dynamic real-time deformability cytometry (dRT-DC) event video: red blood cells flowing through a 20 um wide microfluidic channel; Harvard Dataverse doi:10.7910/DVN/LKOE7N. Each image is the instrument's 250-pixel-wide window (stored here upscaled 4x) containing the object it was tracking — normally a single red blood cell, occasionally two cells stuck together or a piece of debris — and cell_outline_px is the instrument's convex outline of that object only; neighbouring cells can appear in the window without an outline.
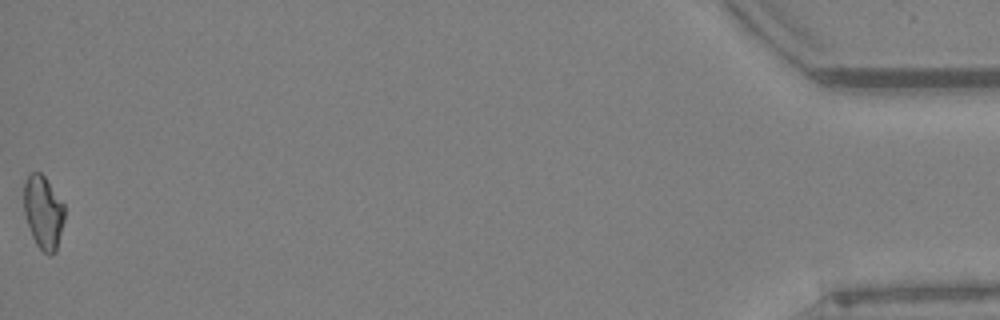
{"species": "Egyptian fruit bat (a non-hibernating species)", "species_latin": "Rousettus aegyptiacus", "temperature_condition": "warm", "stored_images_in_passage": 41, "camera_frame_rate_fps": 3000, "um_per_image_px": 0.085, "animal": {"sex": "female"}, "frame": {"image": 1, "passage_image": 41, "time_ms": 13.333, "image_size_px": [1000, 320], "cell_outline_px": [[64, 220], [56, 252], [48, 256], [36, 244], [32, 236], [24, 212], [24, 184], [28, 176], [32, 172], [40, 172], [44, 176], [64, 204]], "centroid_in_image_um": [3.69, 18.06], "position_along_channel_um": 431.5, "area_um2": 17.22}, "authors_computed_cell_mechanics": {"area_um2": 17.1666, "velocity_mm_per_s": 3.4674, "shape_relaxation_time_tau1_ms": null, "shape_relaxation_time_tau2_ms": 2.294, "deformation_change_tau1": null, "deformation_change_tau2": 0.0856}}